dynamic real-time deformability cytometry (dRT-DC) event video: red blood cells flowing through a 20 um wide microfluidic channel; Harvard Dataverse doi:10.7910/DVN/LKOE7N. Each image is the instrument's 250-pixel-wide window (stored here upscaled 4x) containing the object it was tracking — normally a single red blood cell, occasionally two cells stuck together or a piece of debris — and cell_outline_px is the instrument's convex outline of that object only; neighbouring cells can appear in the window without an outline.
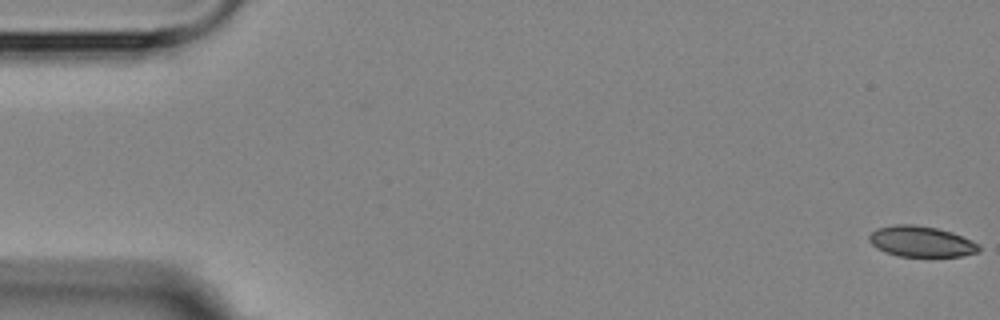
{"species": "Egyptian fruit bat (a non-hibernating species)", "species_latin": "Rousettus aegyptiacus", "temperature_condition": "room temperature", "stored_images_in_passage": 2, "camera_frame_rate_fps": 3000, "um_per_image_px": 0.085, "animal": {"sex": "female"}, "frame": {"image": 1, "passage_image": 2, "time_ms": 1.333, "image_size_px": [1000, 320], "cell_outline_px": [[980, 252], [960, 256], [900, 256], [884, 252], [876, 248], [868, 240], [868, 236], [876, 228], [896, 224], [912, 224], [936, 228], [952, 232], [972, 240], [980, 244]], "centroid_in_image_um": [78.3, 20.52], "position_along_channel_um": 6.7, "area_um2": 19.77}}